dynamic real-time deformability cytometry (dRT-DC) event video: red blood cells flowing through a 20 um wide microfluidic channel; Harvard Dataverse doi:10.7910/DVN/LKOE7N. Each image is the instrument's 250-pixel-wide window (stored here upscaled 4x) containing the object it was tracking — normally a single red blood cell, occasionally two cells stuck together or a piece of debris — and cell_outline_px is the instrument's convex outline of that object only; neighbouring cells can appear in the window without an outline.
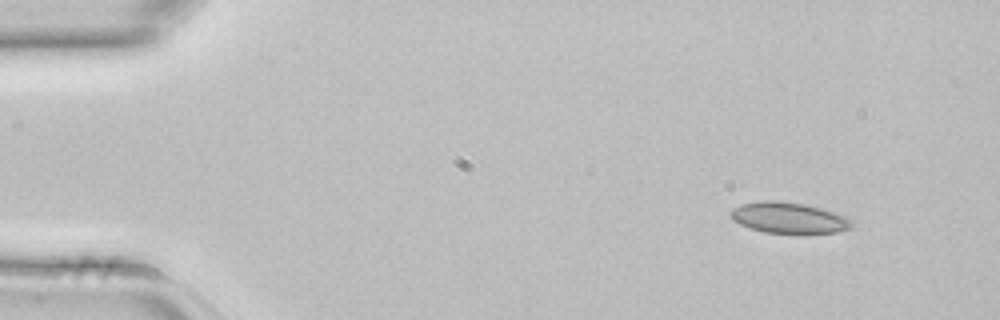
{"species": "common noctule bat (a hibernating species)", "species_latin": "Nyctalus noctula", "temperature_condition": "room temperature", "stored_images_in_passage": 3, "camera_frame_rate_fps": 3000, "um_per_image_px": 0.085, "animal": {"sex": "female", "body_mass_g": 22.7, "forearm_length_mm": 54.2}, "frame": {"image": 1, "passage_image": 1, "time_ms": 0.0, "image_size_px": [1000, 320], "cell_outline_px": [[852, 228], [836, 232], [764, 232], [740, 224], [732, 220], [728, 212], [732, 208], [740, 204], [760, 200], [776, 200], [804, 204], [820, 208], [844, 216], [852, 220]], "centroid_in_image_um": [66.97, 18.49], "position_along_channel_um": 18.0, "area_um2": 21.56}}
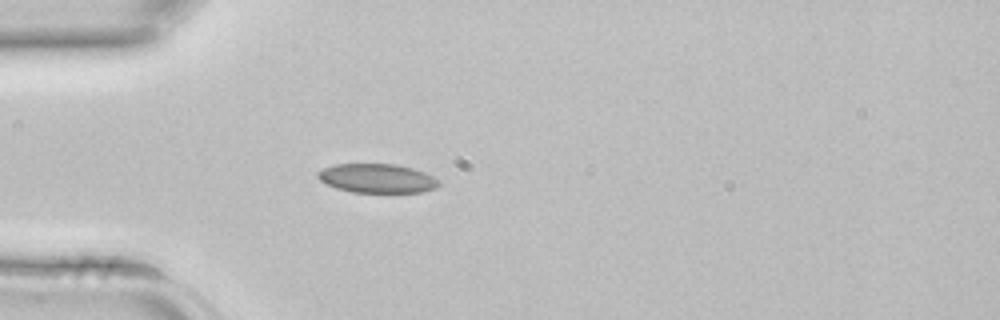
{"frame": {"image": 2, "passage_image": 3, "time_ms": 0.667, "image_size_px": [1000, 320], "cell_outline_px": [[440, 184], [436, 188], [420, 192], [352, 192], [336, 188], [320, 180], [316, 176], [316, 172], [332, 164], [396, 164], [412, 168], [424, 172], [440, 180]], "centroid_in_image_um": [32.05, 15.15], "position_along_channel_um": 53.0, "area_um2": 20.52}}